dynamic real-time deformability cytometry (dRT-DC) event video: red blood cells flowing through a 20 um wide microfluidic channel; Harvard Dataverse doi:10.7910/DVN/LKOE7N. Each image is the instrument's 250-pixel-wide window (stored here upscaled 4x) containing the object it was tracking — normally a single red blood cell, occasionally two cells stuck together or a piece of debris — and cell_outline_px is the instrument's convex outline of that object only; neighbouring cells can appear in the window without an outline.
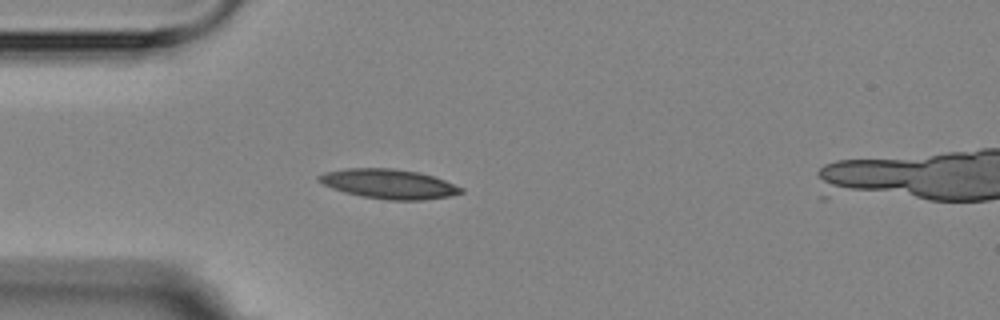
{"species": "Egyptian fruit bat (a non-hibernating species)", "species_latin": "Rousettus aegyptiacus", "temperature_condition": "room temperature", "stored_images_in_passage": 4, "camera_frame_rate_fps": 3000, "um_per_image_px": 0.085, "animal": {"sex": "female"}, "frame": {"image": 1, "passage_image": 4, "time_ms": 3.667, "image_size_px": [1000, 320], "cell_outline_px": [[464, 192], [448, 196], [424, 200], [388, 200], [360, 196], [344, 192], [332, 188], [316, 180], [316, 176], [324, 172], [348, 168], [392, 168], [420, 172], [444, 180], [464, 188]], "centroid_in_image_um": [33.03, 15.63], "position_along_channel_um": 52.0, "area_um2": 24.57}}